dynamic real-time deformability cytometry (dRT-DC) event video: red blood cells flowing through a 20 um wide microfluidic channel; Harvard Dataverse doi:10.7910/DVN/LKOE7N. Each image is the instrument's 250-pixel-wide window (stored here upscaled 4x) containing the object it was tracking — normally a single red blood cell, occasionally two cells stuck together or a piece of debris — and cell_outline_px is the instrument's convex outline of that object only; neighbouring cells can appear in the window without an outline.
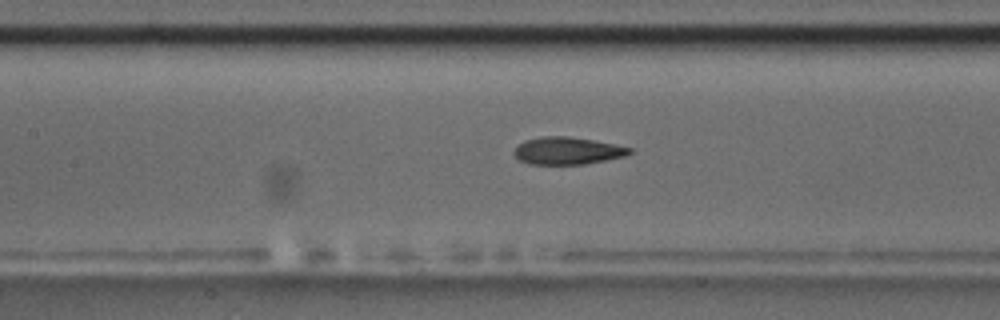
{"species": "common noctule bat (a hibernating species)", "species_latin": "Nyctalus noctula", "temperature_condition": "room temperature", "stored_images_in_passage": 41, "camera_frame_rate_fps": 3000, "um_per_image_px": 0.085, "animal": {"sex": "male", "body_mass_g": 17.5, "forearm_length_mm": 52.3}, "frame": {"image": 1, "passage_image": 12, "time_ms": 3.667, "image_size_px": [1000, 320], "cell_outline_px": [[632, 152], [624, 156], [584, 164], [528, 164], [520, 160], [512, 152], [524, 140], [544, 136], [568, 136], [616, 144], [632, 148]], "centroid_in_image_um": [48.22, 12.81], "position_along_channel_um": 159.2, "area_um2": 18.26}, "authors_computed_cell_mechanics": {"area_um2": 18.7272, "velocity_mm_per_s": 3.7607, "shape_relaxation_time_tau1_ms": 10.3201, "shape_relaxation_time_tau2_ms": 2.1916, "deformation_change_tau1": 0.2504, "deformation_change_tau2": 0.1079}}